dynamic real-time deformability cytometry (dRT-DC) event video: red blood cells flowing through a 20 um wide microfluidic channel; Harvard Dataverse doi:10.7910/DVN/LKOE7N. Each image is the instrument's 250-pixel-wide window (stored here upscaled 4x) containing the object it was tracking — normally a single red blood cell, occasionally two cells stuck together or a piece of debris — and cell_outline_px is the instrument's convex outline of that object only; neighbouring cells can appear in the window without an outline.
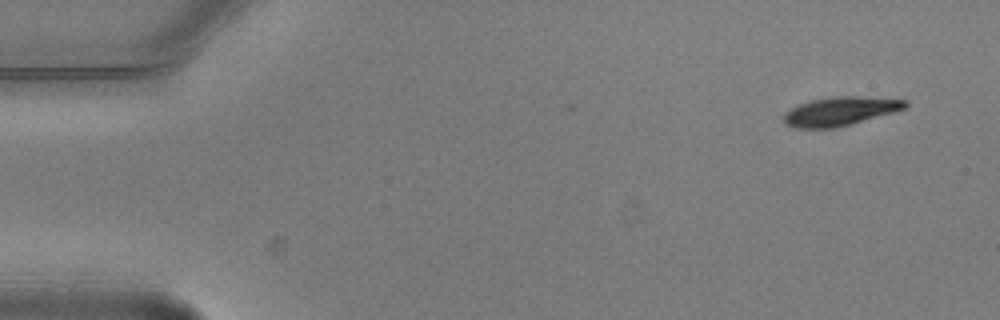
{"species": "common noctule bat (a hibernating species)", "species_latin": "Nyctalus noctula", "temperature_condition": "warm", "stored_images_in_passage": 4, "camera_frame_rate_fps": 3000, "um_per_image_px": 0.085, "animal": {"sex": "male", "body_mass_g": 20.5, "forearm_length_mm": 52.5}, "frame": {"image": 1, "passage_image": 1, "time_ms": 0.0, "image_size_px": [1000, 320], "cell_outline_px": [[908, 104], [904, 108], [892, 112], [836, 128], [796, 128], [784, 124], [784, 112], [800, 104], [812, 100], [832, 96], [856, 96], [908, 100]], "centroid_in_image_um": [71.38, 9.45], "position_along_channel_um": 13.6, "area_um2": 20.11}}